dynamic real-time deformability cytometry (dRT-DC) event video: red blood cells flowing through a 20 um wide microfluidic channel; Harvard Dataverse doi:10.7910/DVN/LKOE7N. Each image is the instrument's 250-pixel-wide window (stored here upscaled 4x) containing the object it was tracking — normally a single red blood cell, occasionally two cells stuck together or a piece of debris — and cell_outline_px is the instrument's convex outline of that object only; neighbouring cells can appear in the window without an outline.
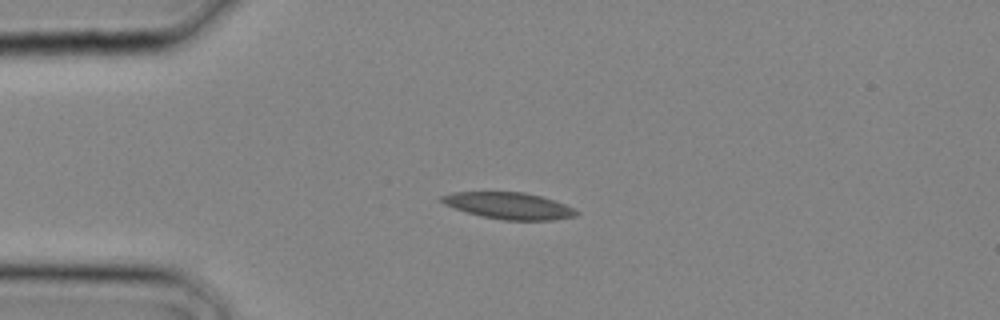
{"species": "common noctule bat (a hibernating species)", "species_latin": "Nyctalus noctula", "temperature_condition": "cold", "stored_images_in_passage": 22, "camera_frame_rate_fps": 3000, "um_per_image_px": 0.085, "animal": {"sex": "male", "body_mass_g": 20.4}, "frame": {"image": 1, "passage_image": 1, "time_ms": 0.0, "image_size_px": [1000, 320], "cell_outline_px": [[580, 212], [576, 216], [552, 220], [504, 220], [480, 216], [444, 204], [440, 200], [440, 196], [452, 192], [524, 192], [540, 196], [564, 204]], "centroid_in_image_um": [43.24, 17.49], "position_along_channel_um": 41.8, "area_um2": 20.69}}
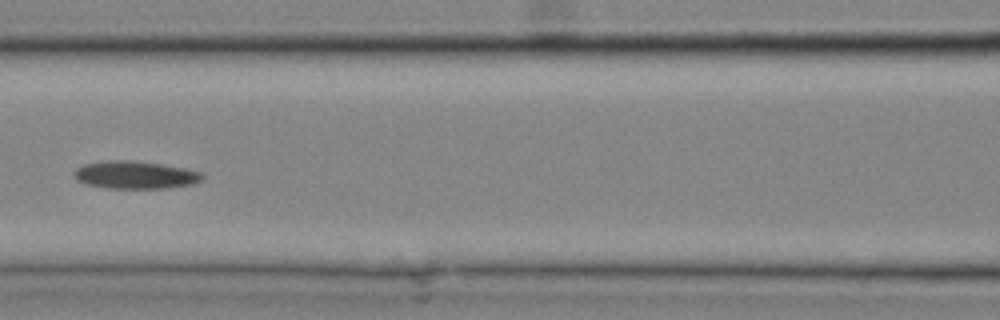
{"frame": {"image": 2, "passage_image": 7, "time_ms": 2.0, "image_size_px": [1000, 320], "cell_outline_px": [[204, 176], [200, 180], [192, 184], [168, 188], [104, 188], [84, 184], [76, 180], [76, 168], [84, 164], [108, 160], [136, 160], [184, 168], [200, 172]], "centroid_in_image_um": [11.47, 14.87], "position_along_channel_um": 155.1, "area_um2": 20.63}}
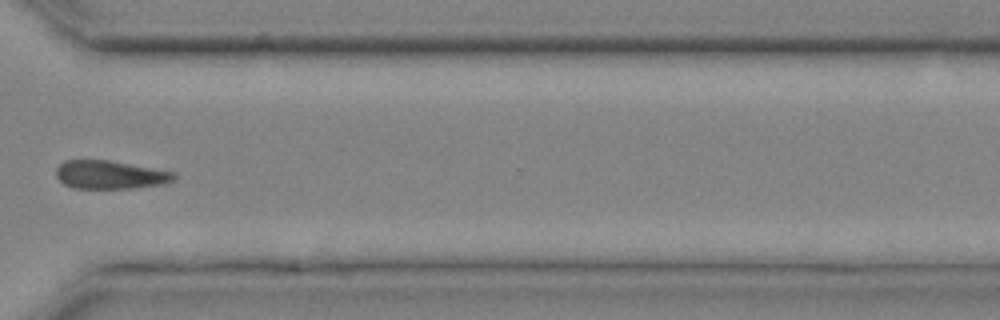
{"frame": {"image": 3, "passage_image": 16, "time_ms": 5.0, "image_size_px": [1000, 320], "cell_outline_px": [[176, 176], [172, 180], [164, 184], [132, 188], [72, 188], [64, 184], [56, 176], [56, 168], [64, 160], [108, 160], [176, 172]], "centroid_in_image_um": [9.35, 14.85], "position_along_channel_um": 361.3, "area_um2": 19.42}}